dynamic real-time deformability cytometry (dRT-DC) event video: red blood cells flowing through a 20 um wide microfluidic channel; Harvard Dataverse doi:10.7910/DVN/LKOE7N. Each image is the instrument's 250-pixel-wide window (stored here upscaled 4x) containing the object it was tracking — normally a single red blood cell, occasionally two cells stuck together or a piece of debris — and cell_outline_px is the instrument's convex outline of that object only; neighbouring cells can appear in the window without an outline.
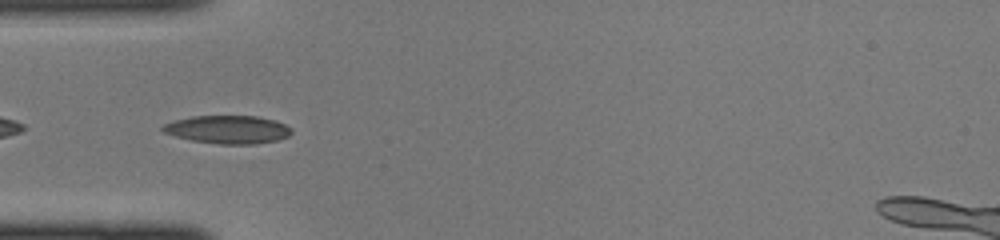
{"species": "common noctule bat (a hibernating species)", "species_latin": "Nyctalus noctula", "temperature_condition": "cold", "stored_images_in_passage": 34, "camera_frame_rate_fps": 3000, "um_per_image_px": 0.085, "animal": {"sex": "female", "body_mass_g": 22.0, "forearm_length_mm": 56.7}, "frame": {"image": 1, "passage_image": 3, "time_ms": 0.667, "image_size_px": [1000, 240], "cell_outline_px": [[292, 132], [288, 136], [276, 140], [256, 144], [220, 144], [192, 140], [176, 136], [164, 132], [160, 128], [164, 124], [172, 120], [192, 116], [256, 116], [276, 120], [284, 124]], "centroid_in_image_um": [19.34, 11.0], "position_along_channel_um": 65.7, "area_um2": 20.98}}
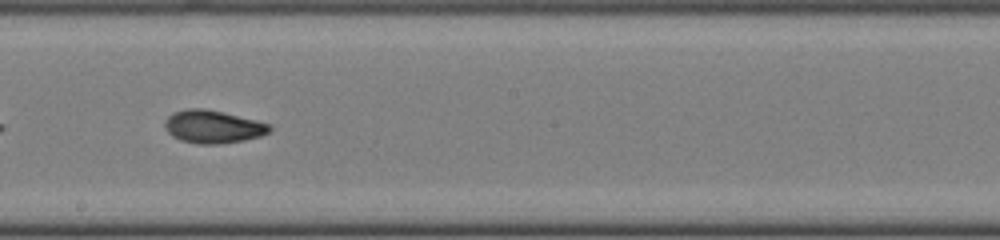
{"frame": {"image": 2, "passage_image": 14, "time_ms": 4.333, "image_size_px": [1000, 240], "cell_outline_px": [[272, 128], [268, 132], [260, 136], [244, 140], [220, 144], [196, 144], [180, 140], [172, 136], [164, 128], [164, 120], [172, 112], [188, 108], [204, 108], [224, 112], [256, 120], [268, 124]], "centroid_in_image_um": [18.05, 10.76], "position_along_channel_um": 230.2, "area_um2": 20.23}}
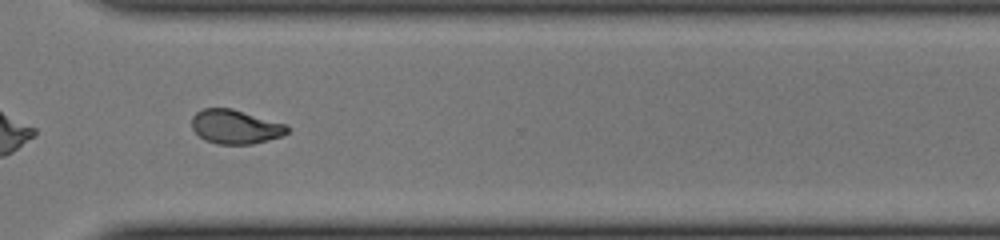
{"frame": {"image": 3, "passage_image": 22, "time_ms": 7.0, "image_size_px": [1000, 240], "cell_outline_px": [[288, 132], [284, 136], [252, 144], [216, 144], [204, 140], [192, 128], [192, 116], [196, 112], [204, 108], [232, 108], [288, 124]], "centroid_in_image_um": [20.03, 10.77], "position_along_channel_um": 350.6, "area_um2": 19.19}}